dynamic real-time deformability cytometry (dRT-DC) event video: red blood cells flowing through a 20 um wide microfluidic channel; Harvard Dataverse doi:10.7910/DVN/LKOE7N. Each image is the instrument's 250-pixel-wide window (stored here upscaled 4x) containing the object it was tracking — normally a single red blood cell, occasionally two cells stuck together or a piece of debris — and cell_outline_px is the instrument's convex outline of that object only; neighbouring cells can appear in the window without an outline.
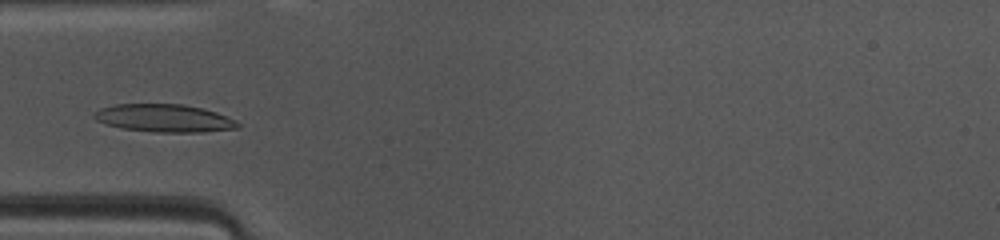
{"species": "common noctule bat (a hibernating species)", "species_latin": "Nyctalus noctula", "temperature_condition": "warm", "stored_images_in_passage": 39, "camera_frame_rate_fps": 3000, "um_per_image_px": 0.085, "animal": {"sex": "female", "body_mass_g": 10.0, "forearm_length_mm": 53.1}, "frame": {"image": 1, "passage_image": 5, "time_ms": 1.333, "image_size_px": [1000, 240], "cell_outline_px": [[240, 128], [204, 132], [156, 132], [124, 128], [108, 124], [96, 120], [92, 116], [100, 108], [116, 104], [184, 104], [216, 112], [236, 120], [240, 124]], "centroid_in_image_um": [14.0, 10.04], "position_along_channel_um": 71.0, "area_um2": 23.12}}
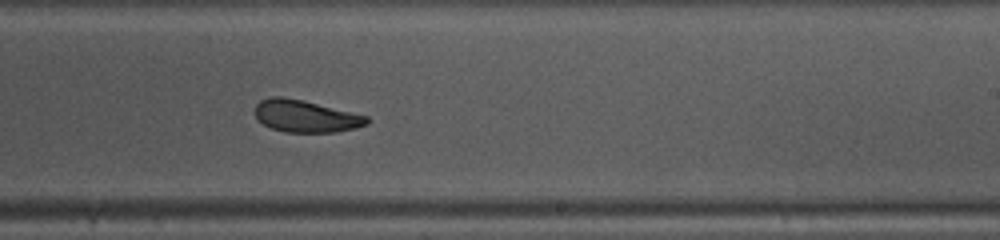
{"frame": {"image": 2, "passage_image": 19, "time_ms": 6.0, "image_size_px": [1000, 240], "cell_outline_px": [[372, 120], [368, 124], [356, 128], [336, 132], [284, 132], [272, 128], [264, 124], [256, 116], [256, 104], [260, 100], [272, 96], [280, 96], [304, 100], [368, 116]], "centroid_in_image_um": [26.03, 9.87], "position_along_channel_um": 263.0, "area_um2": 20.98}}
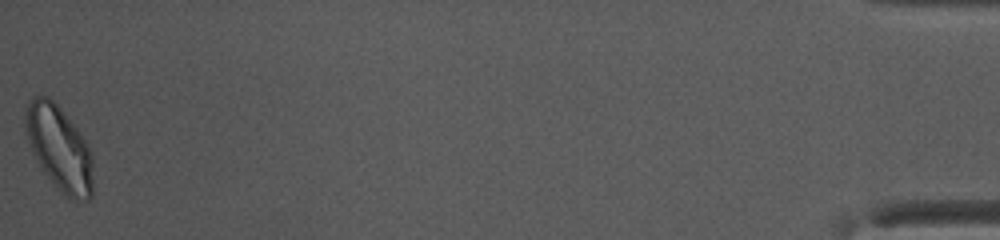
{"frame": {"image": 3, "passage_image": 39, "time_ms": 12.667, "image_size_px": [1000, 240], "cell_outline_px": [[92, 196], [88, 200], [84, 200], [64, 196], [60, 192], [40, 168], [32, 152], [24, 132], [24, 108], [32, 96], [48, 96], [64, 112], [88, 140], [92, 152]], "centroid_in_image_um": [5.02, 12.56], "position_along_channel_um": 430.2, "area_um2": 34.1}, "authors_computed_cell_mechanics": {"area_um2": 22.3108, "velocity_mm_per_s": 4.09, "shape_relaxation_time_tau1_ms": 4.3872, "shape_relaxation_time_tau2_ms": 2.9743, "deformation_change_tau1": 0.1523, "deformation_change_tau2": 0.0931}}